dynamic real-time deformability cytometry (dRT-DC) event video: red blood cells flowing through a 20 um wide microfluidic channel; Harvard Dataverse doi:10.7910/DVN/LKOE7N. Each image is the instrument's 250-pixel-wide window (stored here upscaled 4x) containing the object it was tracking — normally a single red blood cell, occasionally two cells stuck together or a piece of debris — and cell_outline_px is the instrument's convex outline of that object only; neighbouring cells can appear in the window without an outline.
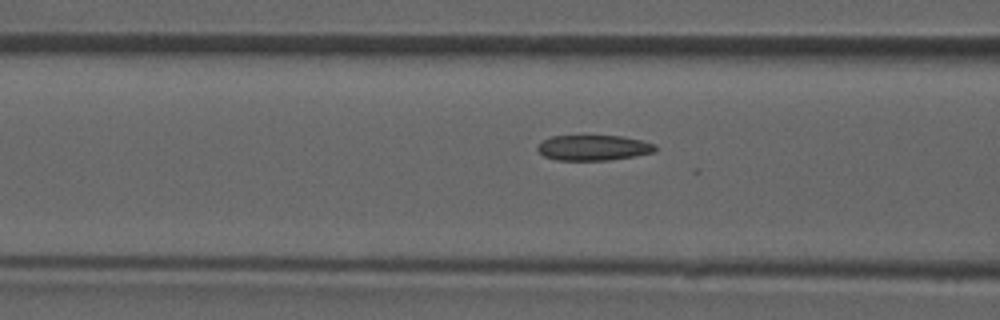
{"species": "common noctule bat (a hibernating species)", "species_latin": "Nyctalus noctula", "temperature_condition": "room temperature", "stored_images_in_passage": 29, "camera_frame_rate_fps": 3000, "um_per_image_px": 0.085, "animal": {"sex": "male", "forearm_length_mm": 52.5}, "frame": {"image": 1, "passage_image": 8, "time_ms": 2.333, "image_size_px": [1000, 320], "cell_outline_px": [[656, 152], [636, 156], [608, 160], [556, 160], [544, 156], [536, 148], [544, 140], [552, 136], [620, 136], [640, 140], [656, 144]], "centroid_in_image_um": [50.47, 12.56], "position_along_channel_um": 116.1, "area_um2": 17.34}}